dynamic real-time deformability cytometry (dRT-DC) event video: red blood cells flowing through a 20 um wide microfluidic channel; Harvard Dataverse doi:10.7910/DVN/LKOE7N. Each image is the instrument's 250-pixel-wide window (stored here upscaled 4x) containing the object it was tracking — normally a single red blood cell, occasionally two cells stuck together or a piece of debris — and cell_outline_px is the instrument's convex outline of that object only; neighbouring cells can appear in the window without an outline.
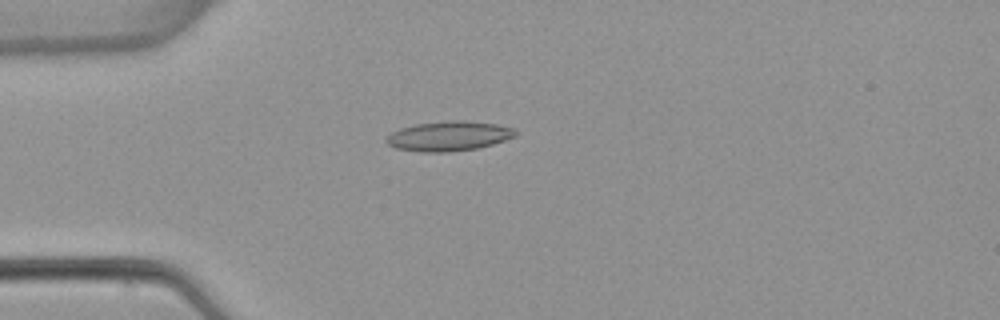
{"species": "common noctule bat (a hibernating species)", "species_latin": "Nyctalus noctula", "temperature_condition": "warm", "stored_images_in_passage": 4, "camera_frame_rate_fps": 3000, "um_per_image_px": 0.085, "animal": {"sex": "female", "body_mass_g": 22.7, "forearm_length_mm": 54.2}, "frame": {"image": 1, "passage_image": 4, "time_ms": 4.333, "image_size_px": [1000, 320], "cell_outline_px": [[520, 132], [516, 136], [492, 144], [476, 148], [448, 152], [420, 152], [396, 148], [388, 144], [384, 140], [392, 132], [400, 128], [416, 124], [452, 120], [464, 120], [496, 124], [516, 128]], "centroid_in_image_um": [38.18, 11.56], "position_along_channel_um": 46.8, "area_um2": 22.43}}